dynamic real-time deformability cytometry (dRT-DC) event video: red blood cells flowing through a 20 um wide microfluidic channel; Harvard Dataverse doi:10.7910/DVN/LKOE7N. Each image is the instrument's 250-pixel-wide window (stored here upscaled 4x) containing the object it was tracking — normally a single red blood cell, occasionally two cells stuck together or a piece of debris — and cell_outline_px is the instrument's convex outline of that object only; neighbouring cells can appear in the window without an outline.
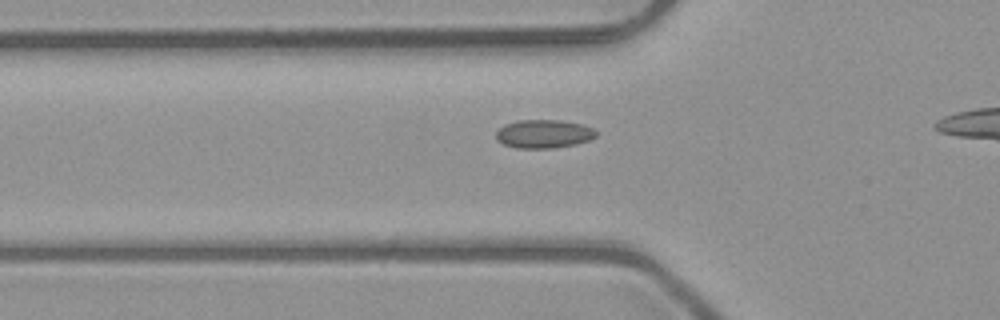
{"species": "common noctule bat (a hibernating species)", "species_latin": "Nyctalus noctula", "temperature_condition": "room temperature", "stored_images_in_passage": 33, "camera_frame_rate_fps": 3000, "um_per_image_px": 0.085, "animal": {"sex": "male", "body_mass_g": 23.1, "forearm_length_mm": 52.7}, "frame": {"image": 1, "passage_image": 9, "time_ms": 2.667, "image_size_px": [1000, 320], "cell_outline_px": [[596, 136], [588, 140], [576, 144], [552, 148], [516, 148], [504, 144], [496, 140], [496, 132], [504, 124], [516, 120], [560, 120], [584, 124], [592, 128], [596, 132]], "centroid_in_image_um": [46.2, 11.37], "position_along_channel_um": 79.6, "area_um2": 16.65}}
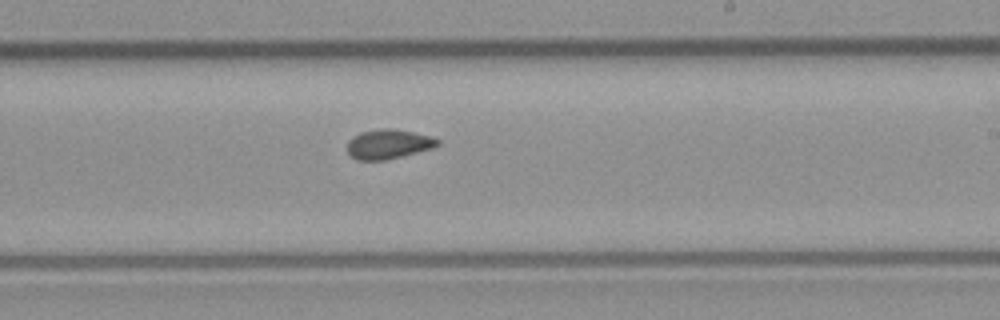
{"frame": {"image": 2, "passage_image": 22, "time_ms": 7.0, "image_size_px": [1000, 320], "cell_outline_px": [[440, 144], [432, 148], [384, 160], [356, 160], [348, 152], [348, 140], [352, 136], [360, 132], [384, 128], [396, 128], [432, 136], [440, 140]], "centroid_in_image_um": [33.02, 12.23], "position_along_channel_um": 256.0, "area_um2": 15.55}}
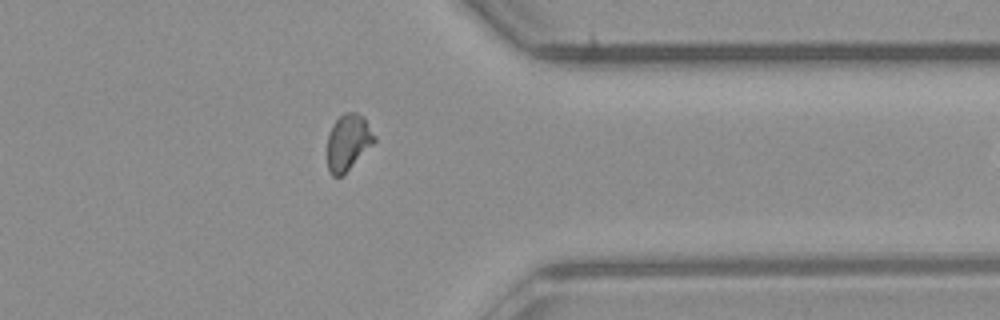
{"frame": {"image": 3, "passage_image": 32, "time_ms": 10.333, "image_size_px": [1000, 320], "cell_outline_px": [[376, 140], [344, 176], [332, 176], [328, 168], [328, 136], [332, 124], [344, 112], [356, 112], [364, 116], [376, 136]], "centroid_in_image_um": [29.6, 12.09], "position_along_channel_um": 381.8, "area_um2": 15.55}}